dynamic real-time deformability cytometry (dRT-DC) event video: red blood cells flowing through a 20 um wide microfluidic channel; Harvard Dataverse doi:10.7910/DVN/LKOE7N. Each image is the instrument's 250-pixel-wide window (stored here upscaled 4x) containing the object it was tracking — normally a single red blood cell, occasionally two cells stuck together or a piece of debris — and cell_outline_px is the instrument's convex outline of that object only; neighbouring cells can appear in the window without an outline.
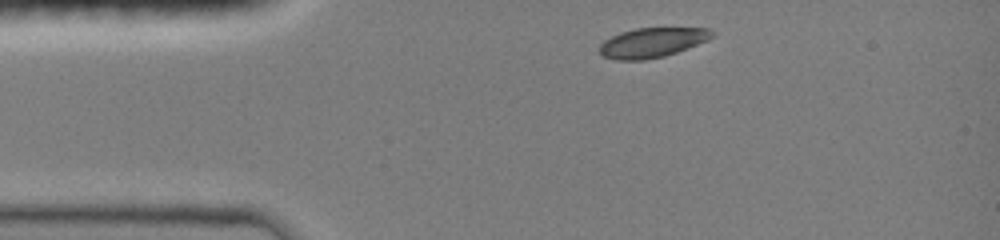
{"species": "common noctule bat (a hibernating species)", "species_latin": "Nyctalus noctula", "temperature_condition": "room temperature", "stored_images_in_passage": 3, "camera_frame_rate_fps": 3000, "um_per_image_px": 0.085, "animal": {"sex": "female", "body_mass_g": 19.0, "forearm_length_mm": 51.5}, "frame": {"image": 1, "passage_image": 1, "time_ms": 0.0, "image_size_px": [1000, 240], "cell_outline_px": [[716, 32], [708, 40], [688, 48], [664, 56], [644, 60], [616, 60], [604, 56], [600, 52], [600, 44], [604, 40], [620, 32], [636, 28], [712, 28]], "centroid_in_image_um": [55.46, 3.61], "position_along_channel_um": 29.5, "area_um2": 19.48}}